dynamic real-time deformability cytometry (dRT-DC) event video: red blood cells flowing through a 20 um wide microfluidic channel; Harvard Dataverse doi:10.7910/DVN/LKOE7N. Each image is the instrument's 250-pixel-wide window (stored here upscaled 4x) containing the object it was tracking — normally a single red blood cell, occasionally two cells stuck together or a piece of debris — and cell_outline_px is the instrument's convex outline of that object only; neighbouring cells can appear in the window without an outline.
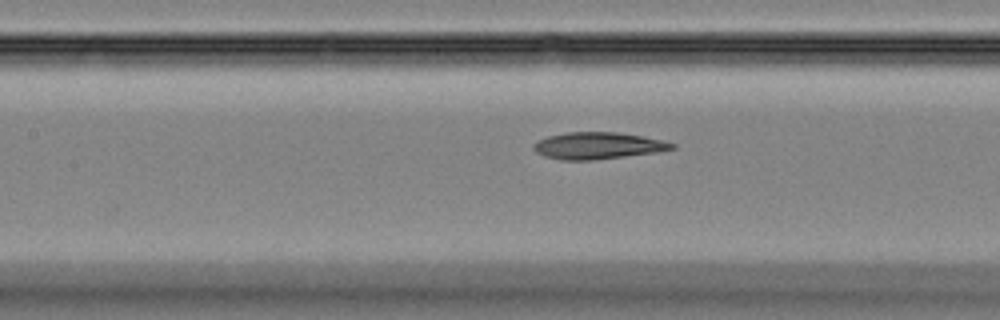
{"species": "Egyptian fruit bat (a non-hibernating species)", "species_latin": "Rousettus aegyptiacus", "temperature_condition": "room temperature", "stored_images_in_passage": 33, "camera_frame_rate_fps": 3000, "um_per_image_px": 0.085, "animal": {"sex": "female"}, "frame": {"image": 1, "passage_image": 10, "time_ms": 3.0, "image_size_px": [1000, 320], "cell_outline_px": [[676, 148], [660, 152], [592, 160], [560, 160], [544, 156], [536, 152], [532, 148], [532, 144], [536, 140], [548, 136], [568, 132], [616, 132], [664, 140], [676, 144]], "centroid_in_image_um": [50.81, 12.38], "position_along_channel_um": 156.6, "area_um2": 21.79}}
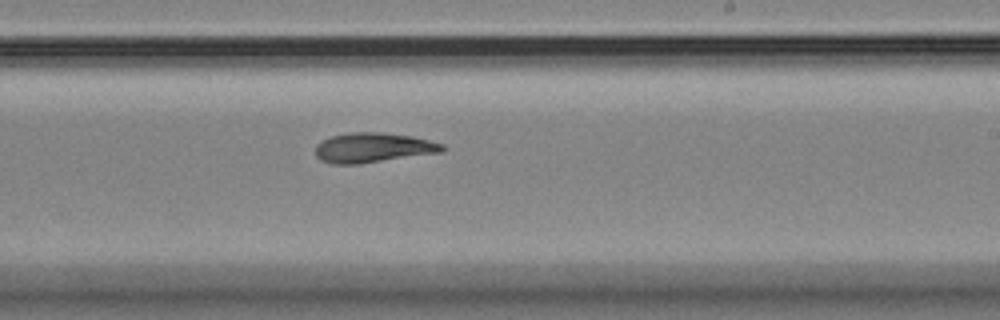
{"frame": {"image": 2, "passage_image": 17, "time_ms": 5.333, "image_size_px": [1000, 320], "cell_outline_px": [[444, 152], [360, 164], [332, 164], [320, 160], [316, 156], [316, 144], [320, 140], [332, 136], [352, 132], [380, 132], [412, 136], [444, 144]], "centroid_in_image_um": [31.7, 12.56], "position_along_channel_um": 257.3, "area_um2": 22.2}}
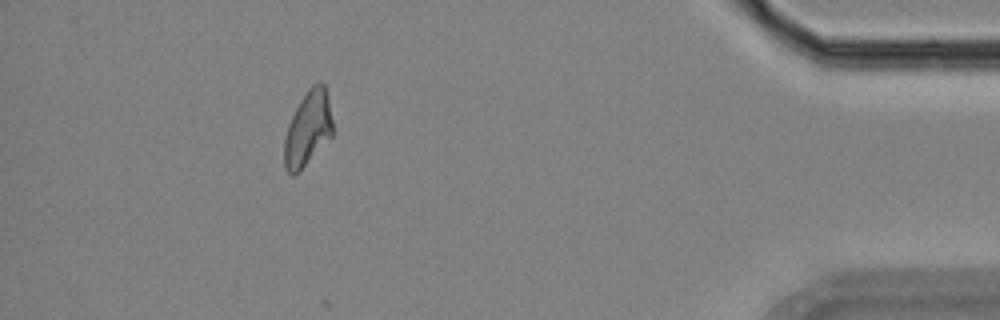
{"frame": {"image": 3, "passage_image": 31, "time_ms": 10.0, "image_size_px": [1000, 320], "cell_outline_px": [[332, 136], [300, 172], [292, 176], [288, 172], [284, 164], [284, 140], [288, 124], [300, 100], [308, 88], [312, 84], [324, 84], [328, 96], [332, 120]], "centroid_in_image_um": [26.16, 10.97], "position_along_channel_um": 409.0, "area_um2": 21.1}}